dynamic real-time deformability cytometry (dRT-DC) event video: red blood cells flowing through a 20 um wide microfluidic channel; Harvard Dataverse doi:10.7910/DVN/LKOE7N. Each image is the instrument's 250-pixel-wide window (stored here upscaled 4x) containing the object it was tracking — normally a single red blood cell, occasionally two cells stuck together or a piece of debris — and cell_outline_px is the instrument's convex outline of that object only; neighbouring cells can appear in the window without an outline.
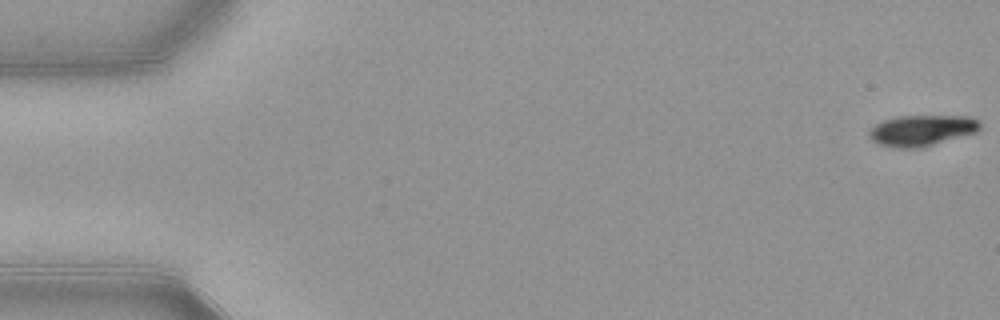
{"species": "common noctule bat (a hibernating species)", "species_latin": "Nyctalus noctula", "temperature_condition": "warm", "stored_images_in_passage": 17, "camera_frame_rate_fps": 3000, "um_per_image_px": 0.085, "animal": {"sex": "female", "body_mass_g": 21.9}, "frame": {"image": 1, "passage_image": 1, "time_ms": 0.0, "image_size_px": [1000, 320], "cell_outline_px": [[980, 128], [976, 132], [924, 148], [892, 148], [876, 144], [868, 136], [868, 128], [884, 120], [900, 116], [972, 116], [980, 120]], "centroid_in_image_um": [78.33, 11.1], "position_along_channel_um": 6.7, "area_um2": 20.4}}
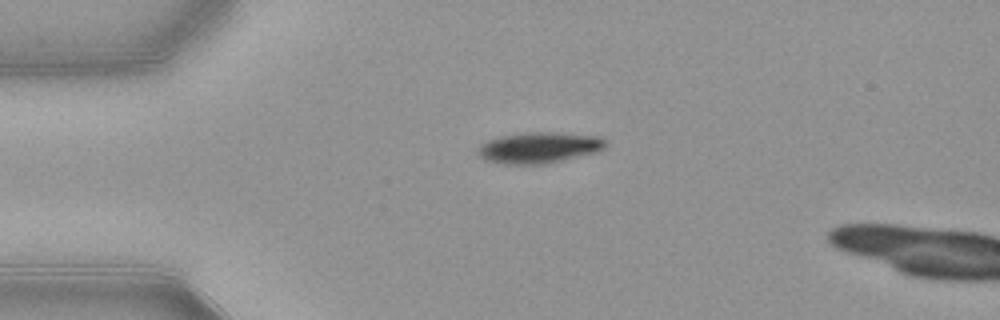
{"frame": {"image": 2, "passage_image": 13, "time_ms": 4.0, "image_size_px": [1000, 320], "cell_outline_px": [[608, 144], [600, 152], [548, 164], [500, 164], [484, 160], [476, 152], [476, 148], [480, 144], [488, 140], [500, 136], [600, 136]], "centroid_in_image_um": [45.78, 12.66], "position_along_channel_um": 39.2, "area_um2": 21.79}}